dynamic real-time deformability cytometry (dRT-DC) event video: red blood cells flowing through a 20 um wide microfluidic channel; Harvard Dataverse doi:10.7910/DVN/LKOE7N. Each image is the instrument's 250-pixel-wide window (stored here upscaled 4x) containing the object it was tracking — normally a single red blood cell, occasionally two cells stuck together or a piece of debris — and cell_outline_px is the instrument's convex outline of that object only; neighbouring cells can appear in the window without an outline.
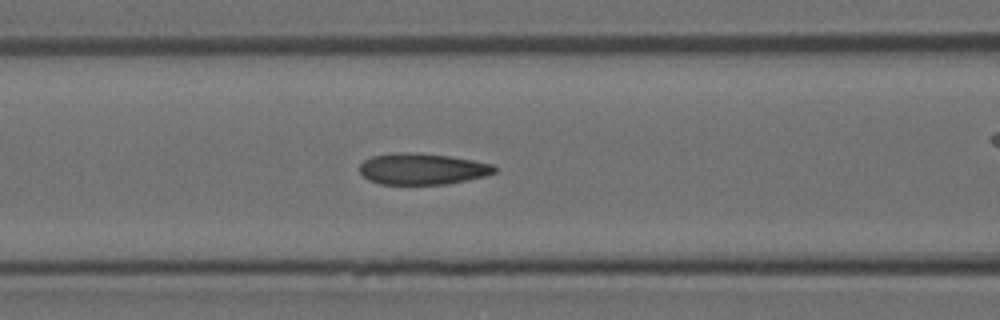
{"species": "Egyptian fruit bat (a non-hibernating species)", "species_latin": "Rousettus aegyptiacus", "temperature_condition": "room temperature", "stored_images_in_passage": 41, "camera_frame_rate_fps": 3000, "um_per_image_px": 0.085, "animal": {"sex": "female"}, "frame": {"image": 1, "passage_image": 10, "time_ms": 3.0, "image_size_px": [1000, 320], "cell_outline_px": [[496, 172], [484, 176], [468, 180], [448, 184], [380, 184], [368, 180], [360, 172], [360, 164], [364, 160], [372, 156], [396, 152], [412, 152], [448, 156], [472, 160], [492, 164], [496, 168]], "centroid_in_image_um": [35.88, 14.36], "position_along_channel_um": 130.7, "area_um2": 24.57}}
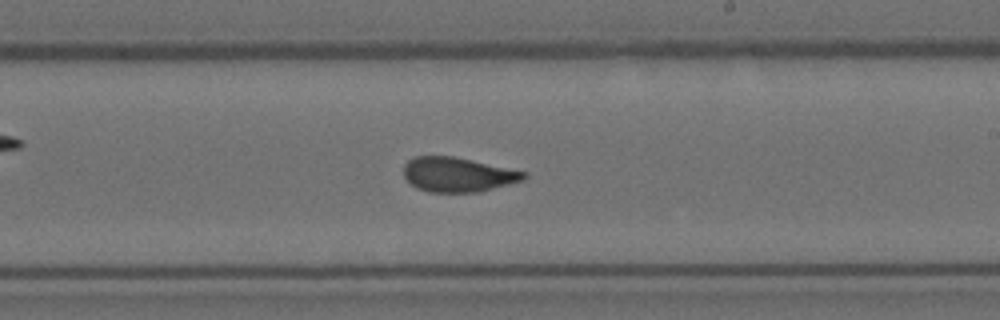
{"frame": {"image": 2, "passage_image": 19, "time_ms": 6.0, "image_size_px": [1000, 320], "cell_outline_px": [[528, 176], [524, 180], [476, 192], [428, 192], [416, 188], [404, 176], [404, 164], [408, 160], [416, 156], [452, 156], [472, 160], [528, 172]], "centroid_in_image_um": [38.91, 14.83], "position_along_channel_um": 250.1, "area_um2": 24.1}}
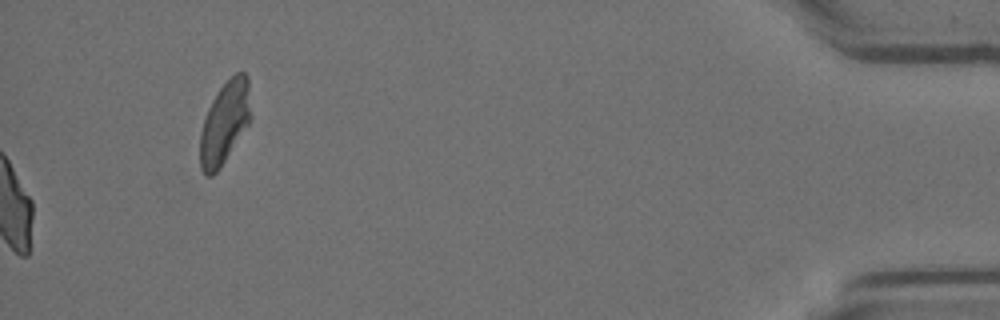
{"frame": {"image": 3, "passage_image": 41, "time_ms": 13.333, "image_size_px": [1000, 320], "cell_outline_px": [[252, 116], [248, 124], [220, 168], [212, 176], [204, 176], [200, 168], [200, 132], [208, 108], [212, 100], [220, 88], [236, 72], [244, 72], [248, 76]], "centroid_in_image_um": [19.1, 10.43], "position_along_channel_um": 416.1, "area_um2": 24.39}}